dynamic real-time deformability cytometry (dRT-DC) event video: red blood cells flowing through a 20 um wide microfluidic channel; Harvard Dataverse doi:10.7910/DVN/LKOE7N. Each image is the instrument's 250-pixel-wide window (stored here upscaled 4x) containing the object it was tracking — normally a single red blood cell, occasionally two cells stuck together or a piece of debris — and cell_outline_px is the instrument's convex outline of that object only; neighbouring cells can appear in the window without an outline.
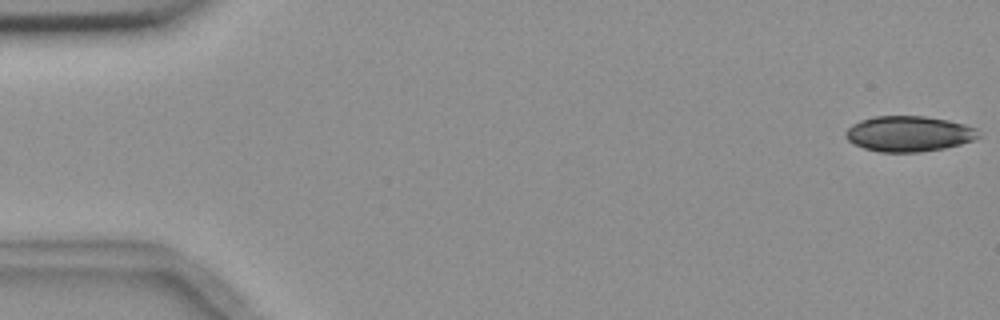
{"species": "common noctule bat (a hibernating species)", "species_latin": "Nyctalus noctula", "temperature_condition": "room temperature", "stored_images_in_passage": 5, "camera_frame_rate_fps": 3000, "um_per_image_px": 0.085, "animal": {"sex": "female", "body_mass_g": 18.4}, "frame": {"image": 1, "passage_image": 1, "time_ms": 0.0, "image_size_px": [1000, 320], "cell_outline_px": [[980, 136], [972, 140], [960, 144], [944, 148], [920, 152], [880, 152], [864, 148], [848, 140], [844, 136], [844, 132], [852, 124], [860, 120], [876, 116], [924, 116], [948, 120], [964, 124], [976, 128]], "centroid_in_image_um": [77.23, 11.37], "position_along_channel_um": 7.8, "area_um2": 27.46}}
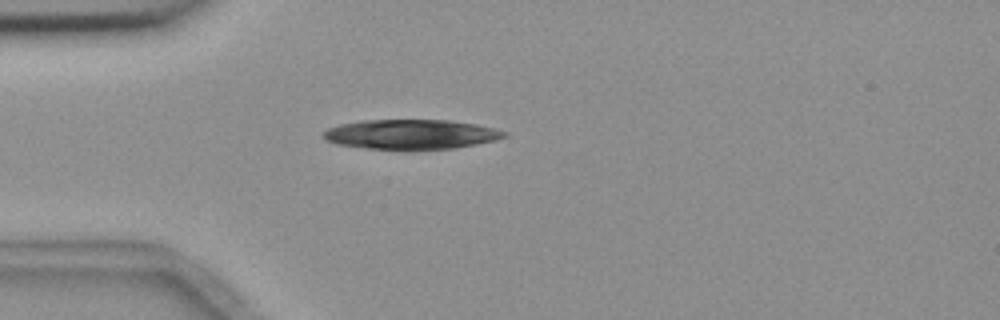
{"frame": {"image": 2, "passage_image": 5, "time_ms": 4.667, "image_size_px": [1000, 320], "cell_outline_px": [[508, 136], [496, 140], [456, 148], [408, 152], [404, 152], [364, 148], [336, 144], [324, 140], [320, 136], [328, 128], [340, 124], [364, 120], [448, 120], [476, 124], [496, 128], [508, 132]], "centroid_in_image_um": [34.93, 11.46], "position_along_channel_um": 50.1, "area_um2": 32.48}}